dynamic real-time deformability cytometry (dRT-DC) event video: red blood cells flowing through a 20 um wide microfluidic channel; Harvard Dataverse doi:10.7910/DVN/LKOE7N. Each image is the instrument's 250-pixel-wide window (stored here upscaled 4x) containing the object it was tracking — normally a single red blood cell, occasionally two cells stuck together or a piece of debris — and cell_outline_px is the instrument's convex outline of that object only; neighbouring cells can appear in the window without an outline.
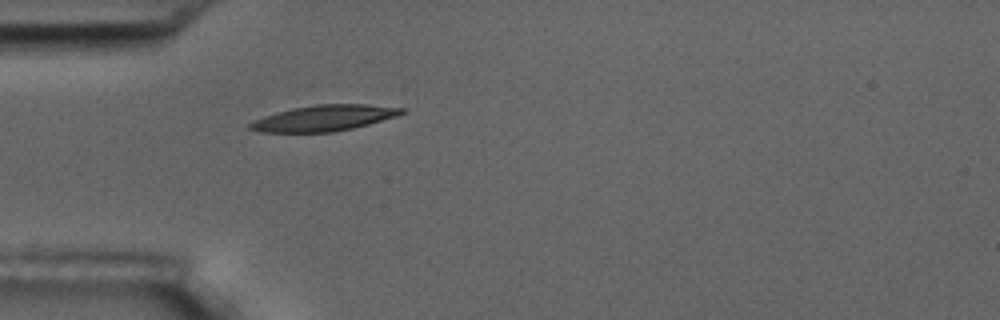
{"species": "common noctule bat (a hibernating species)", "species_latin": "Nyctalus noctula", "temperature_condition": "room temperature", "stored_images_in_passage": 1, "camera_frame_rate_fps": 3000, "um_per_image_px": 0.085, "animal": {"sex": "male", "body_mass_g": 17.5, "forearm_length_mm": 52.3}, "frame": {"image": 1, "passage_image": 1, "time_ms": 0.0, "image_size_px": [1000, 320], "cell_outline_px": [[408, 112], [396, 116], [368, 124], [352, 128], [332, 132], [264, 132], [248, 128], [248, 124], [264, 116], [276, 112], [292, 108], [316, 104], [364, 104], [408, 108]], "centroid_in_image_um": [27.59, 10.02], "position_along_channel_um": 57.4, "area_um2": 22.77}}